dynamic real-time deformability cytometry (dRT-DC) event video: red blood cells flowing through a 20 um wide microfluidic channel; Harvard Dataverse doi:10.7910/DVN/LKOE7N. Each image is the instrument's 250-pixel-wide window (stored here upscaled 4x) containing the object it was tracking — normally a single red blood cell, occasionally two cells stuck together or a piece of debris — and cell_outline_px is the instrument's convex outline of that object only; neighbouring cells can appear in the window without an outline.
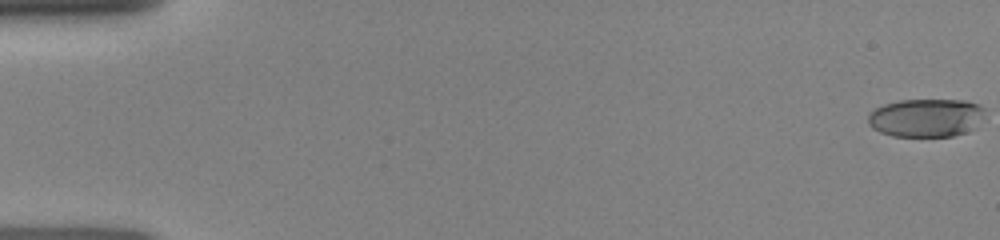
{"species": "human", "species_latin": "Homo sapiens", "temperature_condition": "room temperature", "stored_images_in_passage": 18, "camera_frame_rate_fps": 3000, "um_per_image_px": 0.085, "donor": {"sex": "female"}, "frame": {"image": 1, "passage_image": 1, "time_ms": 0.0, "image_size_px": [1000, 240], "cell_outline_px": [[984, 108], [972, 128], [964, 132], [952, 136], [892, 136], [880, 132], [872, 128], [868, 124], [868, 116], [876, 108], [884, 104], [900, 100], [964, 100], [976, 104]], "centroid_in_image_um": [78.62, 10.01], "position_along_channel_um": 6.4, "area_um2": 25.49}}
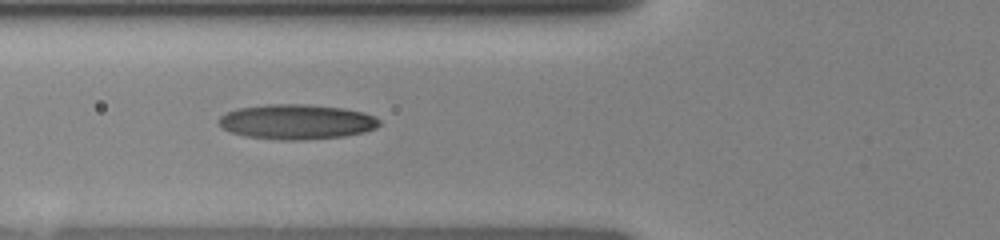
{"frame": {"image": 2, "passage_image": 11, "time_ms": 6.0, "image_size_px": [1000, 240], "cell_outline_px": [[380, 124], [376, 128], [364, 132], [344, 136], [300, 140], [280, 140], [244, 136], [232, 132], [224, 128], [216, 120], [220, 116], [236, 108], [268, 104], [304, 104], [344, 108], [364, 112], [376, 116], [380, 120]], "centroid_in_image_um": [25.23, 10.35], "position_along_channel_um": 100.6, "area_um2": 32.83}}
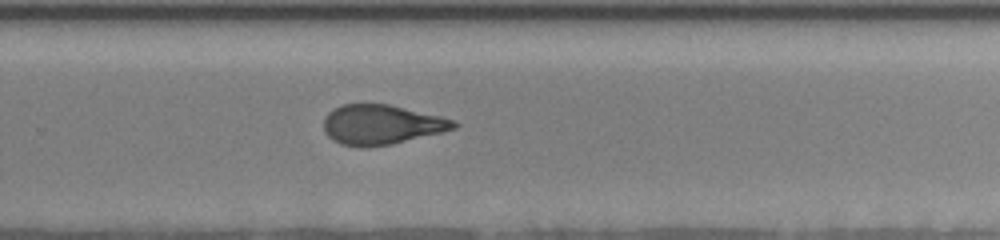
{"frame": {"image": 3, "passage_image": 18, "time_ms": 10.667, "image_size_px": [1000, 240], "cell_outline_px": [[460, 124], [456, 128], [392, 144], [364, 148], [360, 148], [340, 144], [332, 140], [324, 132], [324, 120], [328, 112], [344, 104], [388, 104], [440, 116], [452, 120]], "centroid_in_image_um": [32.39, 10.61], "position_along_channel_um": 297.4, "area_um2": 30.0}}